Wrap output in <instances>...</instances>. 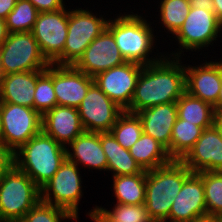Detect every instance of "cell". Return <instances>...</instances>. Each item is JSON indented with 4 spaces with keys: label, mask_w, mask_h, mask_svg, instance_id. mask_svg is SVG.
I'll use <instances>...</instances> for the list:
<instances>
[{
    "label": "cell",
    "mask_w": 222,
    "mask_h": 222,
    "mask_svg": "<svg viewBox=\"0 0 222 222\" xmlns=\"http://www.w3.org/2000/svg\"><path fill=\"white\" fill-rule=\"evenodd\" d=\"M194 222H217V218L207 217Z\"/></svg>",
    "instance_id": "obj_42"
},
{
    "label": "cell",
    "mask_w": 222,
    "mask_h": 222,
    "mask_svg": "<svg viewBox=\"0 0 222 222\" xmlns=\"http://www.w3.org/2000/svg\"><path fill=\"white\" fill-rule=\"evenodd\" d=\"M38 10L29 0H17L5 22L9 33L32 32Z\"/></svg>",
    "instance_id": "obj_33"
},
{
    "label": "cell",
    "mask_w": 222,
    "mask_h": 222,
    "mask_svg": "<svg viewBox=\"0 0 222 222\" xmlns=\"http://www.w3.org/2000/svg\"><path fill=\"white\" fill-rule=\"evenodd\" d=\"M193 172L179 160L146 171L145 205L153 222H169L171 206Z\"/></svg>",
    "instance_id": "obj_3"
},
{
    "label": "cell",
    "mask_w": 222,
    "mask_h": 222,
    "mask_svg": "<svg viewBox=\"0 0 222 222\" xmlns=\"http://www.w3.org/2000/svg\"><path fill=\"white\" fill-rule=\"evenodd\" d=\"M182 52L175 50L164 54L159 61L143 66L131 104L125 111L137 113L143 108L176 102L186 92Z\"/></svg>",
    "instance_id": "obj_1"
},
{
    "label": "cell",
    "mask_w": 222,
    "mask_h": 222,
    "mask_svg": "<svg viewBox=\"0 0 222 222\" xmlns=\"http://www.w3.org/2000/svg\"><path fill=\"white\" fill-rule=\"evenodd\" d=\"M112 33L106 28L84 50L74 67L94 77L96 74L125 63Z\"/></svg>",
    "instance_id": "obj_14"
},
{
    "label": "cell",
    "mask_w": 222,
    "mask_h": 222,
    "mask_svg": "<svg viewBox=\"0 0 222 222\" xmlns=\"http://www.w3.org/2000/svg\"><path fill=\"white\" fill-rule=\"evenodd\" d=\"M94 15L88 9H68V32L62 55L53 63L60 66H74L84 50L106 28L109 19ZM107 19V20H106Z\"/></svg>",
    "instance_id": "obj_6"
},
{
    "label": "cell",
    "mask_w": 222,
    "mask_h": 222,
    "mask_svg": "<svg viewBox=\"0 0 222 222\" xmlns=\"http://www.w3.org/2000/svg\"><path fill=\"white\" fill-rule=\"evenodd\" d=\"M123 111L95 83L78 107L84 130L97 133L110 132Z\"/></svg>",
    "instance_id": "obj_13"
},
{
    "label": "cell",
    "mask_w": 222,
    "mask_h": 222,
    "mask_svg": "<svg viewBox=\"0 0 222 222\" xmlns=\"http://www.w3.org/2000/svg\"><path fill=\"white\" fill-rule=\"evenodd\" d=\"M66 156L77 166L80 164L89 171H107V158L100 144V133L84 131L66 147Z\"/></svg>",
    "instance_id": "obj_21"
},
{
    "label": "cell",
    "mask_w": 222,
    "mask_h": 222,
    "mask_svg": "<svg viewBox=\"0 0 222 222\" xmlns=\"http://www.w3.org/2000/svg\"><path fill=\"white\" fill-rule=\"evenodd\" d=\"M197 174L203 180L207 217L222 219V172L201 171Z\"/></svg>",
    "instance_id": "obj_31"
},
{
    "label": "cell",
    "mask_w": 222,
    "mask_h": 222,
    "mask_svg": "<svg viewBox=\"0 0 222 222\" xmlns=\"http://www.w3.org/2000/svg\"><path fill=\"white\" fill-rule=\"evenodd\" d=\"M1 131H2V124H1V111H0V141H1Z\"/></svg>",
    "instance_id": "obj_44"
},
{
    "label": "cell",
    "mask_w": 222,
    "mask_h": 222,
    "mask_svg": "<svg viewBox=\"0 0 222 222\" xmlns=\"http://www.w3.org/2000/svg\"><path fill=\"white\" fill-rule=\"evenodd\" d=\"M88 212L94 222H153L145 204L125 205L116 203L113 210L95 206Z\"/></svg>",
    "instance_id": "obj_27"
},
{
    "label": "cell",
    "mask_w": 222,
    "mask_h": 222,
    "mask_svg": "<svg viewBox=\"0 0 222 222\" xmlns=\"http://www.w3.org/2000/svg\"><path fill=\"white\" fill-rule=\"evenodd\" d=\"M214 126L222 135V109H215Z\"/></svg>",
    "instance_id": "obj_39"
},
{
    "label": "cell",
    "mask_w": 222,
    "mask_h": 222,
    "mask_svg": "<svg viewBox=\"0 0 222 222\" xmlns=\"http://www.w3.org/2000/svg\"><path fill=\"white\" fill-rule=\"evenodd\" d=\"M193 173L222 172V135L213 125L204 129L193 148L181 160Z\"/></svg>",
    "instance_id": "obj_18"
},
{
    "label": "cell",
    "mask_w": 222,
    "mask_h": 222,
    "mask_svg": "<svg viewBox=\"0 0 222 222\" xmlns=\"http://www.w3.org/2000/svg\"><path fill=\"white\" fill-rule=\"evenodd\" d=\"M77 219L65 209L39 201L19 222H62Z\"/></svg>",
    "instance_id": "obj_34"
},
{
    "label": "cell",
    "mask_w": 222,
    "mask_h": 222,
    "mask_svg": "<svg viewBox=\"0 0 222 222\" xmlns=\"http://www.w3.org/2000/svg\"><path fill=\"white\" fill-rule=\"evenodd\" d=\"M191 8H201L214 12L213 0H189Z\"/></svg>",
    "instance_id": "obj_38"
},
{
    "label": "cell",
    "mask_w": 222,
    "mask_h": 222,
    "mask_svg": "<svg viewBox=\"0 0 222 222\" xmlns=\"http://www.w3.org/2000/svg\"><path fill=\"white\" fill-rule=\"evenodd\" d=\"M1 141L14 153L42 131V115L31 107L0 102Z\"/></svg>",
    "instance_id": "obj_9"
},
{
    "label": "cell",
    "mask_w": 222,
    "mask_h": 222,
    "mask_svg": "<svg viewBox=\"0 0 222 222\" xmlns=\"http://www.w3.org/2000/svg\"><path fill=\"white\" fill-rule=\"evenodd\" d=\"M120 14L114 20L109 18L107 29L112 33L120 54L127 62H135L143 66L159 61L164 55L150 57L154 50V28L142 15Z\"/></svg>",
    "instance_id": "obj_2"
},
{
    "label": "cell",
    "mask_w": 222,
    "mask_h": 222,
    "mask_svg": "<svg viewBox=\"0 0 222 222\" xmlns=\"http://www.w3.org/2000/svg\"><path fill=\"white\" fill-rule=\"evenodd\" d=\"M214 13L218 21L222 24V0H213Z\"/></svg>",
    "instance_id": "obj_41"
},
{
    "label": "cell",
    "mask_w": 222,
    "mask_h": 222,
    "mask_svg": "<svg viewBox=\"0 0 222 222\" xmlns=\"http://www.w3.org/2000/svg\"><path fill=\"white\" fill-rule=\"evenodd\" d=\"M55 106L57 98L53 87V64H50L45 70H37L33 109L43 116Z\"/></svg>",
    "instance_id": "obj_30"
},
{
    "label": "cell",
    "mask_w": 222,
    "mask_h": 222,
    "mask_svg": "<svg viewBox=\"0 0 222 222\" xmlns=\"http://www.w3.org/2000/svg\"><path fill=\"white\" fill-rule=\"evenodd\" d=\"M37 70L0 76V102L33 108Z\"/></svg>",
    "instance_id": "obj_22"
},
{
    "label": "cell",
    "mask_w": 222,
    "mask_h": 222,
    "mask_svg": "<svg viewBox=\"0 0 222 222\" xmlns=\"http://www.w3.org/2000/svg\"><path fill=\"white\" fill-rule=\"evenodd\" d=\"M100 144L107 158V171L112 177L134 175L143 171L128 149L123 148L110 132L100 133Z\"/></svg>",
    "instance_id": "obj_23"
},
{
    "label": "cell",
    "mask_w": 222,
    "mask_h": 222,
    "mask_svg": "<svg viewBox=\"0 0 222 222\" xmlns=\"http://www.w3.org/2000/svg\"><path fill=\"white\" fill-rule=\"evenodd\" d=\"M161 26L174 35L184 23L190 9L189 0H160Z\"/></svg>",
    "instance_id": "obj_32"
},
{
    "label": "cell",
    "mask_w": 222,
    "mask_h": 222,
    "mask_svg": "<svg viewBox=\"0 0 222 222\" xmlns=\"http://www.w3.org/2000/svg\"><path fill=\"white\" fill-rule=\"evenodd\" d=\"M79 167L67 158L54 176L40 189L41 201L65 209L77 220L83 196Z\"/></svg>",
    "instance_id": "obj_8"
},
{
    "label": "cell",
    "mask_w": 222,
    "mask_h": 222,
    "mask_svg": "<svg viewBox=\"0 0 222 222\" xmlns=\"http://www.w3.org/2000/svg\"><path fill=\"white\" fill-rule=\"evenodd\" d=\"M8 34L9 32L7 30L6 22L4 19L0 18V46L6 40Z\"/></svg>",
    "instance_id": "obj_40"
},
{
    "label": "cell",
    "mask_w": 222,
    "mask_h": 222,
    "mask_svg": "<svg viewBox=\"0 0 222 222\" xmlns=\"http://www.w3.org/2000/svg\"><path fill=\"white\" fill-rule=\"evenodd\" d=\"M110 133L123 148L129 150L143 134L141 120L136 113L123 111Z\"/></svg>",
    "instance_id": "obj_29"
},
{
    "label": "cell",
    "mask_w": 222,
    "mask_h": 222,
    "mask_svg": "<svg viewBox=\"0 0 222 222\" xmlns=\"http://www.w3.org/2000/svg\"><path fill=\"white\" fill-rule=\"evenodd\" d=\"M68 32V10L40 12L32 33L46 60L53 64L63 53Z\"/></svg>",
    "instance_id": "obj_11"
},
{
    "label": "cell",
    "mask_w": 222,
    "mask_h": 222,
    "mask_svg": "<svg viewBox=\"0 0 222 222\" xmlns=\"http://www.w3.org/2000/svg\"><path fill=\"white\" fill-rule=\"evenodd\" d=\"M49 65L32 32L9 33L0 46V76L45 70Z\"/></svg>",
    "instance_id": "obj_7"
},
{
    "label": "cell",
    "mask_w": 222,
    "mask_h": 222,
    "mask_svg": "<svg viewBox=\"0 0 222 222\" xmlns=\"http://www.w3.org/2000/svg\"><path fill=\"white\" fill-rule=\"evenodd\" d=\"M203 218H207L203 180L192 173L171 206L169 222H194Z\"/></svg>",
    "instance_id": "obj_15"
},
{
    "label": "cell",
    "mask_w": 222,
    "mask_h": 222,
    "mask_svg": "<svg viewBox=\"0 0 222 222\" xmlns=\"http://www.w3.org/2000/svg\"><path fill=\"white\" fill-rule=\"evenodd\" d=\"M176 104L178 118L200 126L203 129L214 125L215 108L210 103L185 92L176 101Z\"/></svg>",
    "instance_id": "obj_25"
},
{
    "label": "cell",
    "mask_w": 222,
    "mask_h": 222,
    "mask_svg": "<svg viewBox=\"0 0 222 222\" xmlns=\"http://www.w3.org/2000/svg\"><path fill=\"white\" fill-rule=\"evenodd\" d=\"M94 79L74 66L53 64V87L57 105L78 108Z\"/></svg>",
    "instance_id": "obj_17"
},
{
    "label": "cell",
    "mask_w": 222,
    "mask_h": 222,
    "mask_svg": "<svg viewBox=\"0 0 222 222\" xmlns=\"http://www.w3.org/2000/svg\"><path fill=\"white\" fill-rule=\"evenodd\" d=\"M217 222H222V219H220V218H217Z\"/></svg>",
    "instance_id": "obj_45"
},
{
    "label": "cell",
    "mask_w": 222,
    "mask_h": 222,
    "mask_svg": "<svg viewBox=\"0 0 222 222\" xmlns=\"http://www.w3.org/2000/svg\"><path fill=\"white\" fill-rule=\"evenodd\" d=\"M66 158V147L41 131L14 152V165L41 189Z\"/></svg>",
    "instance_id": "obj_4"
},
{
    "label": "cell",
    "mask_w": 222,
    "mask_h": 222,
    "mask_svg": "<svg viewBox=\"0 0 222 222\" xmlns=\"http://www.w3.org/2000/svg\"><path fill=\"white\" fill-rule=\"evenodd\" d=\"M41 200V190L13 165L0 178V220L19 222Z\"/></svg>",
    "instance_id": "obj_5"
},
{
    "label": "cell",
    "mask_w": 222,
    "mask_h": 222,
    "mask_svg": "<svg viewBox=\"0 0 222 222\" xmlns=\"http://www.w3.org/2000/svg\"><path fill=\"white\" fill-rule=\"evenodd\" d=\"M136 114L141 120L143 133L164 145L170 155V139L178 117L176 102L143 108Z\"/></svg>",
    "instance_id": "obj_20"
},
{
    "label": "cell",
    "mask_w": 222,
    "mask_h": 222,
    "mask_svg": "<svg viewBox=\"0 0 222 222\" xmlns=\"http://www.w3.org/2000/svg\"><path fill=\"white\" fill-rule=\"evenodd\" d=\"M14 165V153L0 141V178Z\"/></svg>",
    "instance_id": "obj_35"
},
{
    "label": "cell",
    "mask_w": 222,
    "mask_h": 222,
    "mask_svg": "<svg viewBox=\"0 0 222 222\" xmlns=\"http://www.w3.org/2000/svg\"><path fill=\"white\" fill-rule=\"evenodd\" d=\"M17 0H0V18L6 19L7 15L13 10Z\"/></svg>",
    "instance_id": "obj_37"
},
{
    "label": "cell",
    "mask_w": 222,
    "mask_h": 222,
    "mask_svg": "<svg viewBox=\"0 0 222 222\" xmlns=\"http://www.w3.org/2000/svg\"><path fill=\"white\" fill-rule=\"evenodd\" d=\"M196 66L185 64L186 92L218 109L222 81V59L220 58L219 62L205 60L202 65Z\"/></svg>",
    "instance_id": "obj_16"
},
{
    "label": "cell",
    "mask_w": 222,
    "mask_h": 222,
    "mask_svg": "<svg viewBox=\"0 0 222 222\" xmlns=\"http://www.w3.org/2000/svg\"><path fill=\"white\" fill-rule=\"evenodd\" d=\"M38 12H55L58 11L66 5L63 0H29Z\"/></svg>",
    "instance_id": "obj_36"
},
{
    "label": "cell",
    "mask_w": 222,
    "mask_h": 222,
    "mask_svg": "<svg viewBox=\"0 0 222 222\" xmlns=\"http://www.w3.org/2000/svg\"><path fill=\"white\" fill-rule=\"evenodd\" d=\"M218 109H222V81H221L220 93L218 97Z\"/></svg>",
    "instance_id": "obj_43"
},
{
    "label": "cell",
    "mask_w": 222,
    "mask_h": 222,
    "mask_svg": "<svg viewBox=\"0 0 222 222\" xmlns=\"http://www.w3.org/2000/svg\"><path fill=\"white\" fill-rule=\"evenodd\" d=\"M203 128L177 117L170 139V157L181 161L201 137Z\"/></svg>",
    "instance_id": "obj_28"
},
{
    "label": "cell",
    "mask_w": 222,
    "mask_h": 222,
    "mask_svg": "<svg viewBox=\"0 0 222 222\" xmlns=\"http://www.w3.org/2000/svg\"><path fill=\"white\" fill-rule=\"evenodd\" d=\"M143 65L125 62L96 74L94 83L124 111L130 106Z\"/></svg>",
    "instance_id": "obj_12"
},
{
    "label": "cell",
    "mask_w": 222,
    "mask_h": 222,
    "mask_svg": "<svg viewBox=\"0 0 222 222\" xmlns=\"http://www.w3.org/2000/svg\"><path fill=\"white\" fill-rule=\"evenodd\" d=\"M222 24L214 12L201 8H191L184 23L174 34L179 49L198 51L213 45V41L220 37ZM212 43V44H211Z\"/></svg>",
    "instance_id": "obj_10"
},
{
    "label": "cell",
    "mask_w": 222,
    "mask_h": 222,
    "mask_svg": "<svg viewBox=\"0 0 222 222\" xmlns=\"http://www.w3.org/2000/svg\"><path fill=\"white\" fill-rule=\"evenodd\" d=\"M42 131L67 147L85 130L78 108L57 105L42 116Z\"/></svg>",
    "instance_id": "obj_19"
},
{
    "label": "cell",
    "mask_w": 222,
    "mask_h": 222,
    "mask_svg": "<svg viewBox=\"0 0 222 222\" xmlns=\"http://www.w3.org/2000/svg\"><path fill=\"white\" fill-rule=\"evenodd\" d=\"M113 178V192L116 203L138 205L145 203L146 170L134 175H120Z\"/></svg>",
    "instance_id": "obj_26"
},
{
    "label": "cell",
    "mask_w": 222,
    "mask_h": 222,
    "mask_svg": "<svg viewBox=\"0 0 222 222\" xmlns=\"http://www.w3.org/2000/svg\"><path fill=\"white\" fill-rule=\"evenodd\" d=\"M129 151L135 161L146 171L165 166L173 161L167 148L145 133Z\"/></svg>",
    "instance_id": "obj_24"
}]
</instances>
